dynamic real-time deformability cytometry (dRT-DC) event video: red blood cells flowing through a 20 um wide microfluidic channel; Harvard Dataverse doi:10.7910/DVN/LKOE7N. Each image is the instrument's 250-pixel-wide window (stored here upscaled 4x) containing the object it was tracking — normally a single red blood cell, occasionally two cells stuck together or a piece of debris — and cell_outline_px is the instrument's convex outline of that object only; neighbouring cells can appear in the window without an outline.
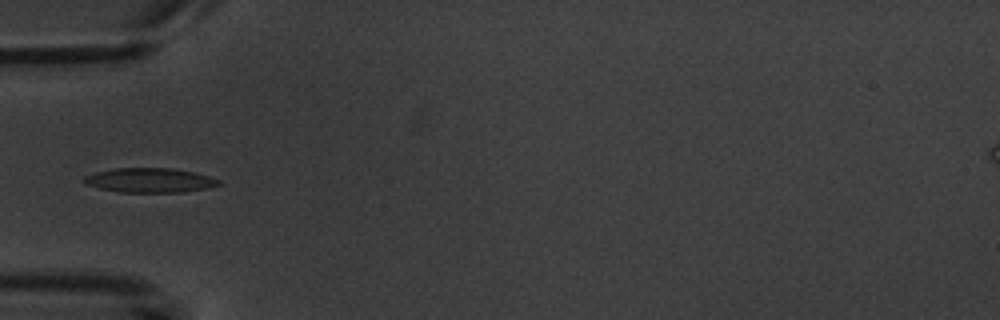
{"species": "common noctule bat (a hibernating species)", "species_latin": "Nyctalus noctula", "temperature_condition": "warm", "stored_images_in_passage": 5, "camera_frame_rate_fps": 3000, "um_per_image_px": 0.085, "animal": {"sex": "male", "body_mass_g": 20.1, "forearm_length_mm": 53.5}, "frame": {"image": 1, "passage_image": 5, "time_ms": 5.667, "image_size_px": [1000, 320], "cell_outline_px": [[220, 184], [208, 188], [184, 192], [120, 192], [100, 188], [84, 184], [84, 176], [96, 172], [116, 168], [172, 168], [196, 172], [220, 180]], "centroid_in_image_um": [12.74, 15.32], "position_along_channel_um": 72.3, "area_um2": 19.19}}